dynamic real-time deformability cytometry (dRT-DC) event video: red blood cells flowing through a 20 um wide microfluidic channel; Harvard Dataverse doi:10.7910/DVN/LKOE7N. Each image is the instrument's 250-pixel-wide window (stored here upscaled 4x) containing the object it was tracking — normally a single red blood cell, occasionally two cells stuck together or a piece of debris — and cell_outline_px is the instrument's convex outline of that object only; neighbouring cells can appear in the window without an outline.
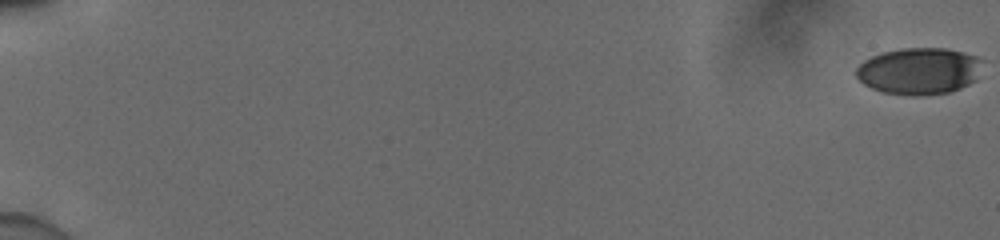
{"species": "human", "species_latin": "Homo sapiens", "temperature_condition": "cold", "stored_images_in_passage": 56, "camera_frame_rate_fps": 3000, "um_per_image_px": 0.085, "donor": {"sex": "male"}, "frame": {"image": 1, "passage_image": 1, "time_ms": 0.0, "image_size_px": [1000, 240], "cell_outline_px": [[984, 60], [976, 80], [960, 88], [948, 92], [924, 96], [912, 96], [884, 92], [872, 88], [864, 84], [856, 76], [856, 68], [864, 60], [872, 56], [884, 52], [900, 48], [944, 48], [964, 52], [976, 56]], "centroid_in_image_um": [78.15, 6.04], "position_along_channel_um": 6.9, "area_um2": 34.56}}
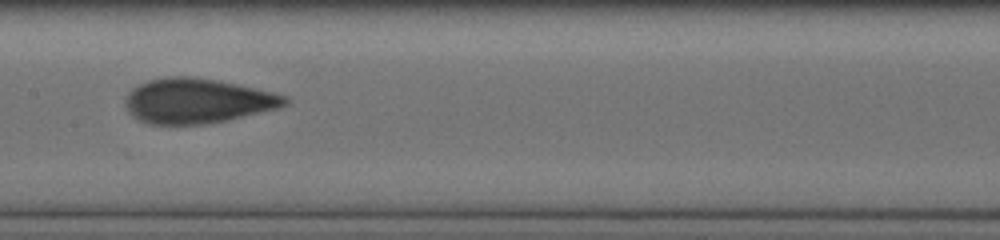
{"frame": {"image": 2, "passage_image": 32, "time_ms": 10.333, "image_size_px": [1000, 240], "cell_outline_px": [[288, 104], [280, 108], [228, 120], [208, 124], [148, 124], [132, 116], [128, 112], [124, 104], [124, 100], [128, 92], [132, 88], [148, 80], [172, 76], [184, 76], [216, 80], [236, 84], [288, 96]], "centroid_in_image_um": [16.76, 8.59], "position_along_channel_um": 190.6, "area_um2": 41.73}}
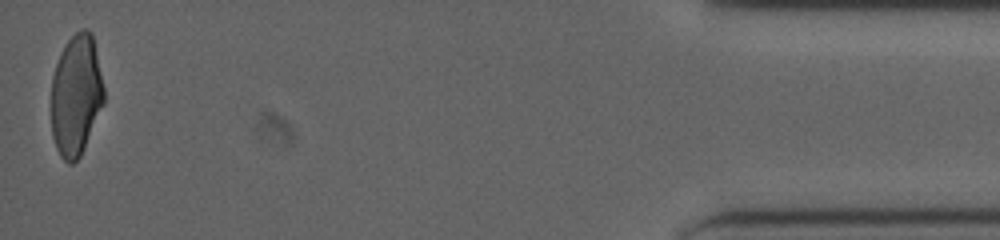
{"frame": {"image": 3, "passage_image": 56, "time_ms": 18.333, "image_size_px": [1000, 240], "cell_outline_px": [[104, 104], [84, 148], [80, 156], [72, 164], [68, 164], [60, 156], [56, 148], [52, 136], [52, 76], [60, 52], [68, 40], [80, 28], [88, 28], [92, 32], [104, 88]], "centroid_in_image_um": [6.47, 8.09], "position_along_channel_um": 428.7, "area_um2": 37.34}, "authors_computed_cell_mechanics": {"area_um2": 39.4485, "velocity_mm_per_s": 3.9272, "shape_relaxation_time_tau1_ms": 8.9581, "shape_relaxation_time_tau2_ms": 1.1437, "deformation_change_tau1": 0.2114, "deformation_change_tau2": 0.0702}}